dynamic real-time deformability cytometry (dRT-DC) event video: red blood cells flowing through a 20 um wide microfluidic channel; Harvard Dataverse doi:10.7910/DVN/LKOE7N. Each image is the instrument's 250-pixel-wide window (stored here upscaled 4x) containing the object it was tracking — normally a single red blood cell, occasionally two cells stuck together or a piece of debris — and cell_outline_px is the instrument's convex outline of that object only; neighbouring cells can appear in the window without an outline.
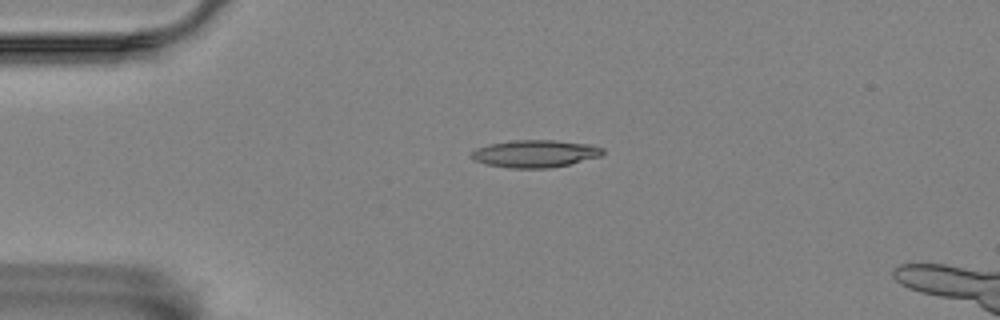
{"species": "Egyptian fruit bat (a non-hibernating species)", "species_latin": "Rousettus aegyptiacus", "temperature_condition": "room temperature", "stored_images_in_passage": 3, "camera_frame_rate_fps": 3000, "um_per_image_px": 0.085, "animal": {"sex": "female"}, "frame": {"image": 1, "passage_image": 1, "time_ms": 0.0, "image_size_px": [1000, 320], "cell_outline_px": [[604, 152], [600, 156], [568, 164], [548, 168], [508, 168], [484, 164], [472, 160], [468, 156], [476, 148], [488, 144], [512, 140], [552, 140], [588, 144], [604, 148]], "centroid_in_image_um": [45.4, 13.06], "position_along_channel_um": 39.6, "area_um2": 21.04}}
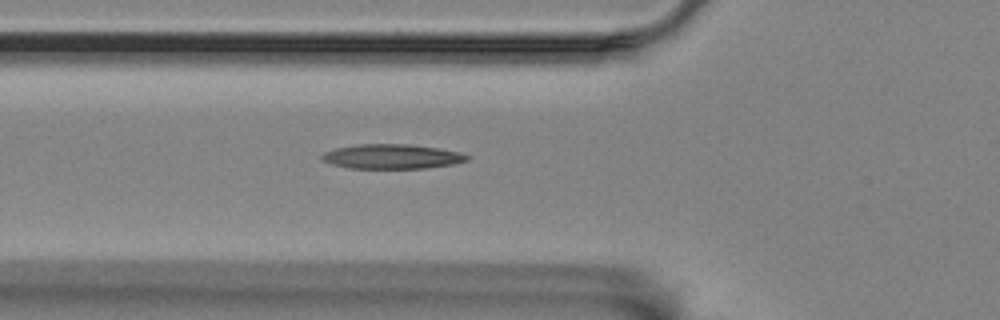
{"frame": {"image": 2, "passage_image": 3, "time_ms": 2.333, "image_size_px": [1000, 320], "cell_outline_px": [[472, 156], [468, 160], [452, 164], [424, 168], [348, 168], [332, 164], [320, 160], [320, 156], [324, 152], [336, 148], [360, 144], [408, 144], [436, 148], [460, 152]], "centroid_in_image_um": [33.29, 13.3], "position_along_channel_um": 92.5, "area_um2": 20.75}}